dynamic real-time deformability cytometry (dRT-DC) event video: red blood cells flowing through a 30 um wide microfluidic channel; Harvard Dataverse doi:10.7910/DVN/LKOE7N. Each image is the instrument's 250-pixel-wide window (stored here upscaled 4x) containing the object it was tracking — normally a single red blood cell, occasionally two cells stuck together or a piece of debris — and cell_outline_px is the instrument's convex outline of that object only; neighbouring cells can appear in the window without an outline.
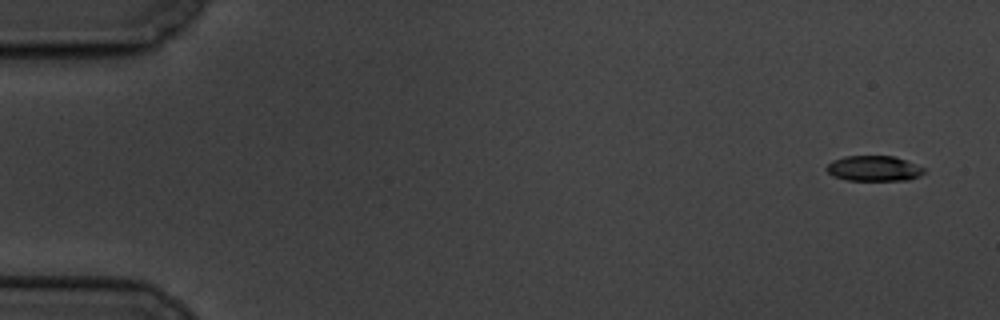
{"species": "common noctule bat (a hibernating species)", "species_latin": "Nyctalus noctula", "temperature_condition": "cold", "stored_images_in_passage": 7, "camera_frame_rate_fps": 3000, "um_per_image_px": 0.085, "animal": {"sex": "male", "body_mass_g": 19.5, "forearm_length_mm": 54.6}, "frame": {"image": 1, "passage_image": 1, "time_ms": 0.0, "image_size_px": [1000, 320], "cell_outline_px": [[924, 172], [920, 176], [908, 180], [848, 180], [832, 176], [824, 168], [832, 160], [844, 156], [892, 156], [904, 160], [924, 168]], "centroid_in_image_um": [74.23, 14.32], "position_along_channel_um": 10.8, "area_um2": 14.33}}
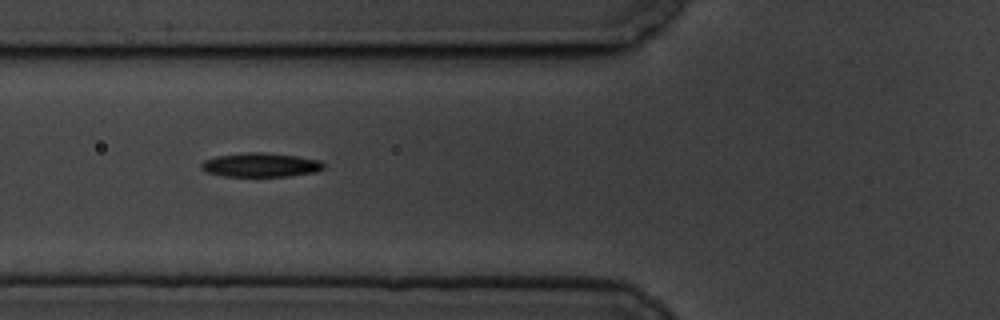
{"frame": {"image": 2, "passage_image": 6, "time_ms": 6.667, "image_size_px": [1000, 320], "cell_outline_px": [[324, 168], [316, 172], [288, 176], [224, 176], [208, 172], [200, 168], [200, 164], [204, 160], [216, 156], [248, 152], [264, 152], [296, 156], [320, 160], [324, 164]], "centroid_in_image_um": [22.16, 14.01], "position_along_channel_um": 103.6, "area_um2": 17.11}}
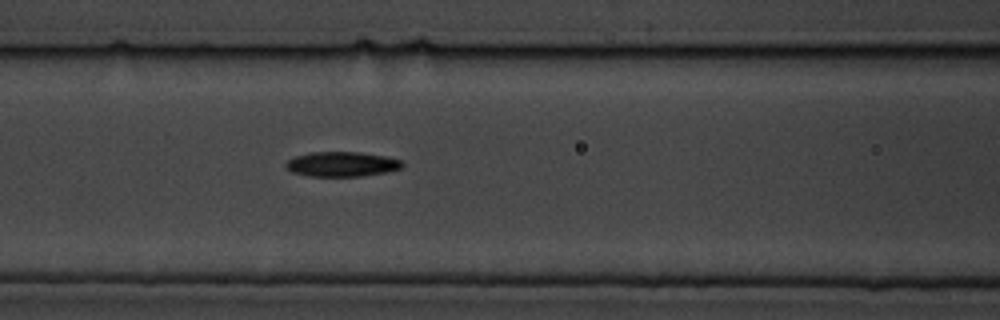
{"frame": {"image": 3, "passage_image": 7, "time_ms": 7.667, "image_size_px": [1000, 320], "cell_outline_px": [[404, 164], [400, 168], [388, 172], [364, 176], [308, 176], [292, 172], [284, 164], [288, 160], [296, 156], [312, 152], [360, 152], [384, 156], [404, 160]], "centroid_in_image_um": [29.09, 13.95], "position_along_channel_um": 137.5, "area_um2": 16.88}}